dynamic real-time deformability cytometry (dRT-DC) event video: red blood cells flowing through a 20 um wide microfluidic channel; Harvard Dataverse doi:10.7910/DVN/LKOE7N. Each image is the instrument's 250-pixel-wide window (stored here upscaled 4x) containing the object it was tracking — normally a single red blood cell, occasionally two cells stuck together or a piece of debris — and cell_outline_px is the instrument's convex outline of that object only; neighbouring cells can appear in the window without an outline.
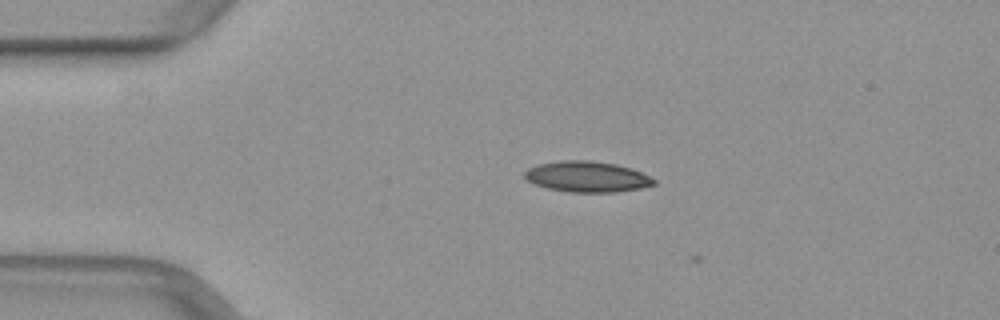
{"species": "common noctule bat (a hibernating species)", "species_latin": "Nyctalus noctula", "temperature_condition": "warm", "stored_images_in_passage": 2, "camera_frame_rate_fps": 3000, "um_per_image_px": 0.085, "animal": {"sex": "female", "body_mass_g": 29.2, "forearm_length_mm": 56.3}, "frame": {"image": 1, "passage_image": 1, "time_ms": 0.0, "image_size_px": [1000, 320], "cell_outline_px": [[656, 184], [640, 188], [612, 192], [572, 192], [548, 188], [536, 184], [528, 180], [524, 176], [524, 172], [528, 168], [536, 164], [560, 160], [592, 160], [616, 164], [632, 168], [656, 180]], "centroid_in_image_um": [49.89, 15.0], "position_along_channel_um": 35.1, "area_um2": 23.12}}